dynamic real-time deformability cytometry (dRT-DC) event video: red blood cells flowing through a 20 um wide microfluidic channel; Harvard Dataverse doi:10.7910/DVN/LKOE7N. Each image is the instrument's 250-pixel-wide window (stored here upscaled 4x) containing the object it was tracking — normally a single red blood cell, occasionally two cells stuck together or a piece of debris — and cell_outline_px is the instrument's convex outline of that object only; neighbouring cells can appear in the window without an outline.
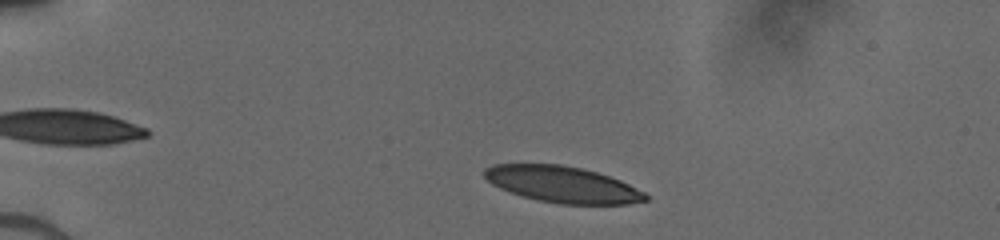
{"species": "human", "species_latin": "Homo sapiens", "temperature_condition": "cold", "stored_images_in_passage": 16, "camera_frame_rate_fps": 3000, "um_per_image_px": 0.085, "donor": {"sex": "male"}, "frame": {"image": 1, "passage_image": 3, "time_ms": 1.0, "image_size_px": [1000, 240], "cell_outline_px": [[648, 200], [628, 204], [560, 204], [540, 200], [524, 196], [500, 188], [492, 184], [484, 176], [484, 168], [492, 164], [560, 164], [584, 168], [620, 180], [644, 192], [648, 196]], "centroid_in_image_um": [47.81, 15.67], "position_along_channel_um": 37.2, "area_um2": 33.87}}
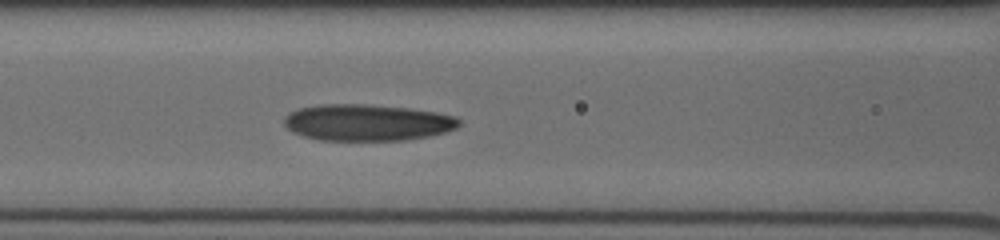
{"frame": {"image": 2, "passage_image": 12, "time_ms": 5.0, "image_size_px": [1000, 240], "cell_outline_px": [[460, 124], [456, 128], [444, 132], [428, 136], [408, 140], [320, 140], [304, 136], [292, 132], [284, 124], [284, 116], [300, 108], [320, 104], [364, 104], [408, 108], [436, 112], [456, 116], [460, 120]], "centroid_in_image_um": [31.22, 10.41], "position_along_channel_um": 135.4, "area_um2": 37.17}}
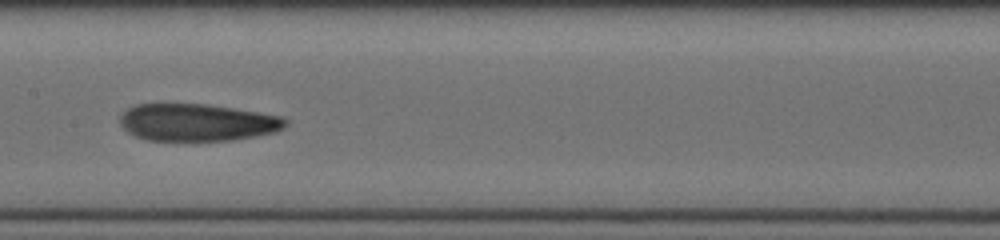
{"frame": {"image": 3, "passage_image": 15, "time_ms": 6.333, "image_size_px": [1000, 240], "cell_outline_px": [[288, 124], [284, 128], [276, 132], [232, 140], [144, 140], [128, 132], [120, 124], [120, 116], [128, 108], [136, 104], [208, 104], [280, 116], [288, 120]], "centroid_in_image_um": [16.76, 10.4], "position_along_channel_um": 190.6, "area_um2": 35.78}}